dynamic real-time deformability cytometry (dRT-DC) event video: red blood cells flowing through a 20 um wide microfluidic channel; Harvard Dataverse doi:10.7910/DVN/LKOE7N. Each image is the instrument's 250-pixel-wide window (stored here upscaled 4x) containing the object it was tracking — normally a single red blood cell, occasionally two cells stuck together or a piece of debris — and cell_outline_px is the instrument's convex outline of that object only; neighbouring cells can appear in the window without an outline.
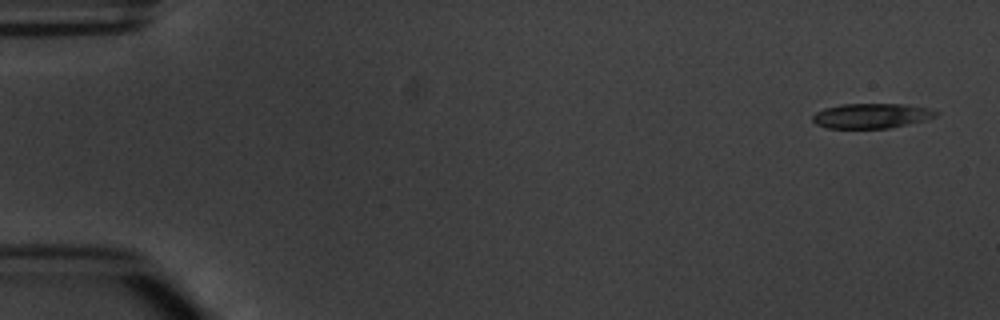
{"species": "common noctule bat (a hibernating species)", "species_latin": "Nyctalus noctula", "temperature_condition": "warm", "stored_images_in_passage": 5, "camera_frame_rate_fps": 3000, "um_per_image_px": 0.085, "animal": {"sex": "male", "body_mass_g": 20.1, "forearm_length_mm": 53.5}, "frame": {"image": 1, "passage_image": 1, "time_ms": 0.0, "image_size_px": [1000, 320], "cell_outline_px": [[940, 112], [936, 116], [924, 120], [892, 128], [828, 128], [816, 124], [812, 120], [812, 116], [816, 112], [824, 108], [840, 104], [904, 104], [928, 108]], "centroid_in_image_um": [74.06, 9.84], "position_along_channel_um": 10.9, "area_um2": 17.92}}
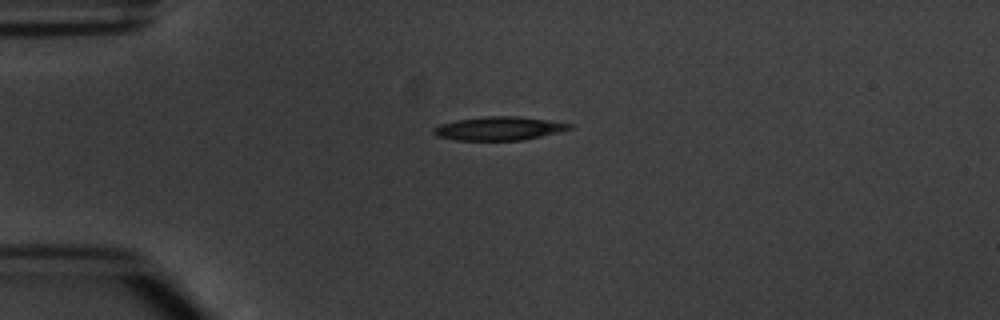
{"frame": {"image": 2, "passage_image": 4, "time_ms": 3.667, "image_size_px": [1000, 320], "cell_outline_px": [[576, 128], [564, 132], [524, 140], [456, 140], [436, 136], [432, 132], [432, 128], [440, 124], [456, 120], [484, 116], [520, 116], [548, 120], [572, 124]], "centroid_in_image_um": [42.48, 10.92], "position_along_channel_um": 42.5, "area_um2": 19.07}}